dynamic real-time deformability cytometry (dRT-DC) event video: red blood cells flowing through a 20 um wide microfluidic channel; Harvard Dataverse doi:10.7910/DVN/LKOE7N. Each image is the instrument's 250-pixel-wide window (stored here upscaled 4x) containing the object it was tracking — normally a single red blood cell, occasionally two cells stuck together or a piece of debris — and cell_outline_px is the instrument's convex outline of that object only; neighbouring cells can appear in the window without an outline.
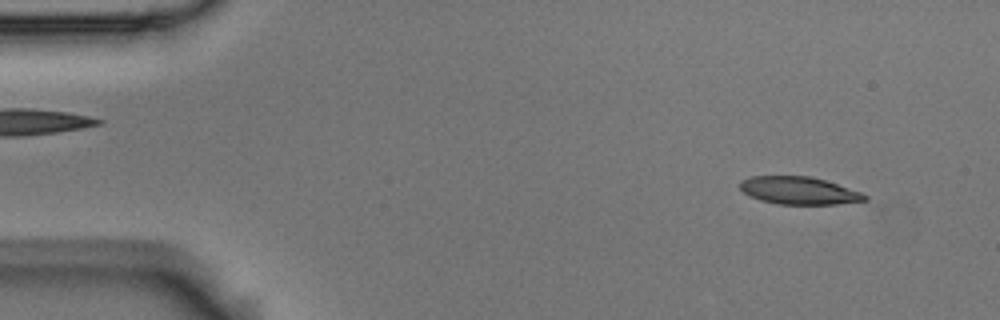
{"species": "Egyptian fruit bat (a non-hibernating species)", "species_latin": "Rousettus aegyptiacus", "temperature_condition": "room temperature", "stored_images_in_passage": 4, "camera_frame_rate_fps": 3000, "um_per_image_px": 0.085, "animal": {"sex": "male"}, "frame": {"image": 1, "passage_image": 1, "time_ms": 0.0, "image_size_px": [1000, 320], "cell_outline_px": [[868, 200], [836, 204], [780, 204], [760, 200], [744, 192], [740, 188], [740, 180], [752, 176], [812, 176], [860, 192], [868, 196]], "centroid_in_image_um": [67.9, 16.19], "position_along_channel_um": 17.1, "area_um2": 19.83}}
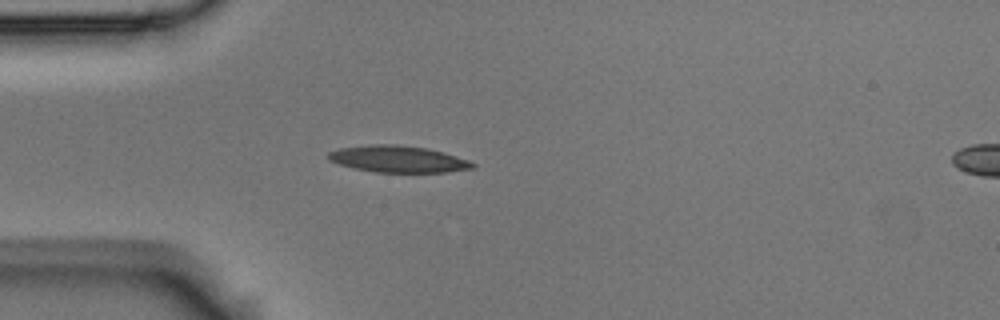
{"frame": {"image": 2, "passage_image": 3, "time_ms": 0.667, "image_size_px": [1000, 320], "cell_outline_px": [[476, 168], [448, 172], [372, 172], [352, 168], [328, 160], [328, 152], [340, 148], [372, 144], [396, 144], [428, 148], [444, 152], [468, 160], [476, 164]], "centroid_in_image_um": [33.85, 13.52], "position_along_channel_um": 51.1, "area_um2": 22.6}}